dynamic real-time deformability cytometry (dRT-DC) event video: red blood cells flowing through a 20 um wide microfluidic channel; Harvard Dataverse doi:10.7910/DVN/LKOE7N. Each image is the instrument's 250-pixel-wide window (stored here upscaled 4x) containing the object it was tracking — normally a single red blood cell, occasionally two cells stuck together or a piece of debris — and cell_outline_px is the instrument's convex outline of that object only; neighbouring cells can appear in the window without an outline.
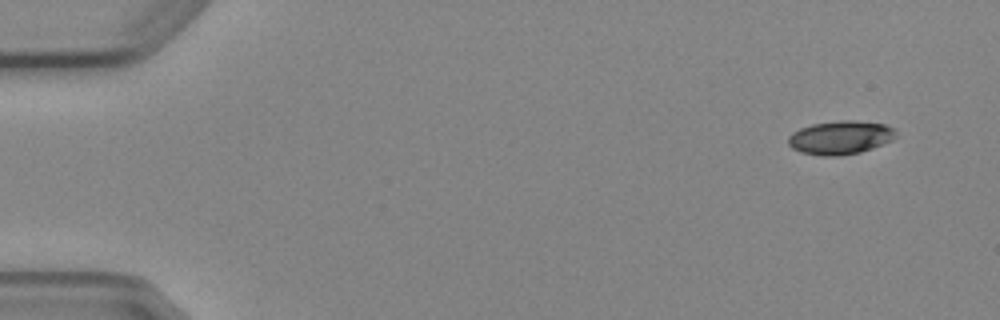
{"species": "Egyptian fruit bat (a non-hibernating species)", "species_latin": "Rousettus aegyptiacus", "temperature_condition": "cold", "stored_images_in_passage": 5, "camera_frame_rate_fps": 3000, "um_per_image_px": 0.085, "animal": {"sex": "female"}, "frame": {"image": 1, "passage_image": 1, "time_ms": 0.0, "image_size_px": [1000, 320], "cell_outline_px": [[896, 136], [892, 140], [872, 148], [860, 152], [836, 156], [820, 156], [800, 152], [792, 148], [788, 144], [788, 136], [792, 132], [800, 128], [812, 124], [840, 120], [856, 120], [884, 124], [892, 128], [896, 132]], "centroid_in_image_um": [71.4, 11.69], "position_along_channel_um": 13.6, "area_um2": 21.1}}
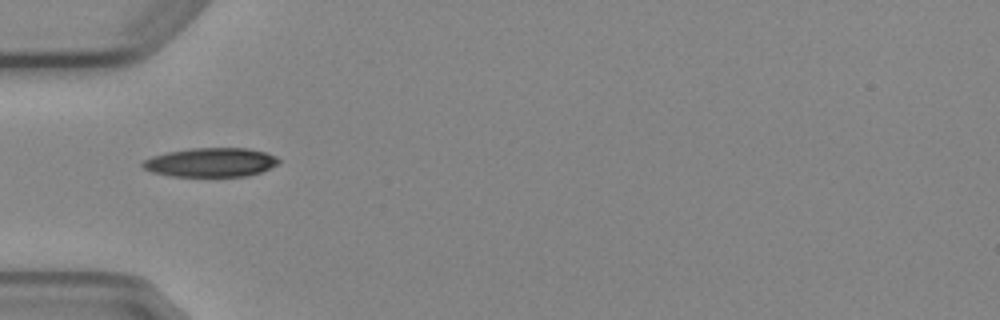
{"frame": {"image": 2, "passage_image": 5, "time_ms": 4.667, "image_size_px": [1000, 320], "cell_outline_px": [[280, 160], [276, 164], [260, 172], [248, 176], [172, 176], [152, 172], [144, 168], [140, 164], [144, 160], [152, 156], [168, 152], [188, 148], [248, 148], [264, 152], [276, 156]], "centroid_in_image_um": [17.9, 13.79], "position_along_channel_um": 67.1, "area_um2": 22.89}}